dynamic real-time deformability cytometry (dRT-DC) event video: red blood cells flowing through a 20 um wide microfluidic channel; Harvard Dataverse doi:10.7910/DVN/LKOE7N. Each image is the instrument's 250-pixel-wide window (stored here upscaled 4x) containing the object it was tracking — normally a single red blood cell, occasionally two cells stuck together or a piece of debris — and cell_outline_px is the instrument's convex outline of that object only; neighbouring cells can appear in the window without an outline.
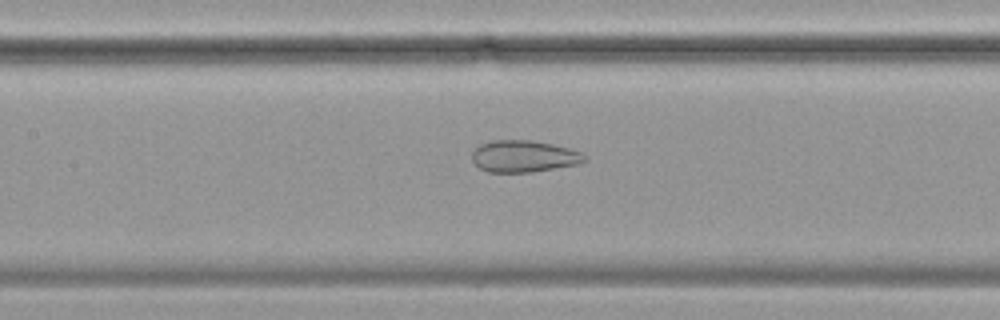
{"species": "common noctule bat (a hibernating species)", "species_latin": "Nyctalus noctula", "temperature_condition": "cold", "stored_images_in_passage": 41, "camera_frame_rate_fps": 3000, "um_per_image_px": 0.085, "animal": {"sex": "female", "body_mass_g": 19.9}, "frame": {"image": 1, "passage_image": 10, "time_ms": 3.0, "image_size_px": [1000, 320], "cell_outline_px": [[588, 160], [580, 164], [532, 172], [488, 172], [480, 168], [472, 160], [472, 152], [480, 144], [492, 140], [532, 140], [552, 144], [584, 152], [588, 156]], "centroid_in_image_um": [44.58, 13.28], "position_along_channel_um": 162.8, "area_um2": 21.1}}
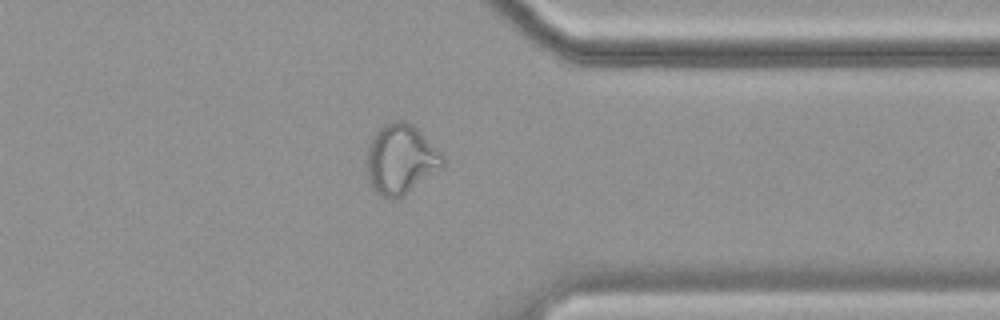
{"frame": {"image": 2, "passage_image": 29, "time_ms": 9.333, "image_size_px": [1000, 320], "cell_outline_px": [[444, 168], [404, 196], [396, 200], [392, 200], [380, 196], [372, 188], [368, 176], [368, 144], [376, 132], [384, 124], [392, 120], [404, 120], [412, 124], [444, 156]], "centroid_in_image_um": [34.09, 13.57], "position_along_channel_um": 377.3, "area_um2": 31.1}}
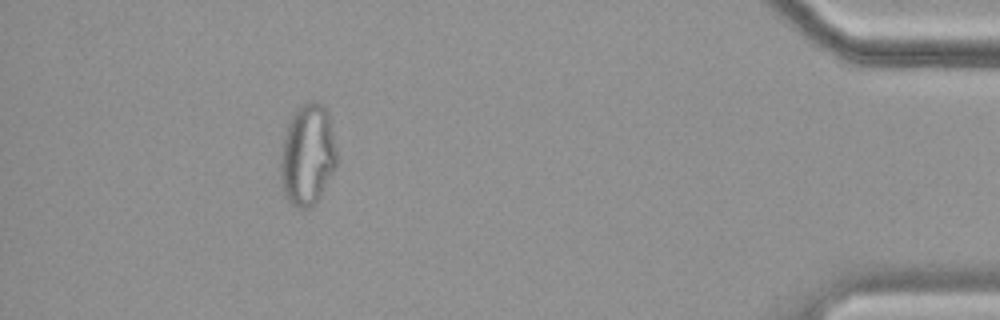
{"frame": {"image": 3, "passage_image": 36, "time_ms": 11.667, "image_size_px": [1000, 320], "cell_outline_px": [[336, 168], [316, 204], [308, 208], [296, 208], [284, 196], [280, 176], [280, 152], [284, 128], [296, 108], [308, 100], [316, 100], [324, 104], [328, 112], [336, 152]], "centroid_in_image_um": [26.11, 13.14], "position_along_channel_um": 409.1, "area_um2": 33.99}, "authors_computed_cell_mechanics": {"area_um2": 25.3164, "velocity_mm_per_s": 3.4873, "shape_relaxation_time_tau1_ms": null, "shape_relaxation_time_tau2_ms": 1.2108, "deformation_change_tau1": null, "deformation_change_tau2": 0.0729}}